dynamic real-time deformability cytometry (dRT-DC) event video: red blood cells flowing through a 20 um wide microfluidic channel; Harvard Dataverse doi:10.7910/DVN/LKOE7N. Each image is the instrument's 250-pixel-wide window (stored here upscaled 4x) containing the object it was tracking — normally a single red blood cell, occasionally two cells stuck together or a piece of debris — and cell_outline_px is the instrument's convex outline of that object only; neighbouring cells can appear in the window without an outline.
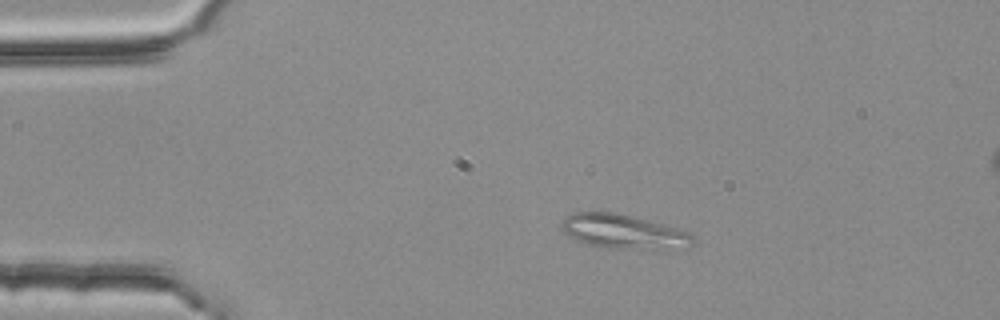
{"species": "common noctule bat (a hibernating species)", "species_latin": "Nyctalus noctula", "temperature_condition": "room temperature", "stored_images_in_passage": 3, "segment_of_instrument_passage": [1, 2], "camera_frame_rate_fps": 3000, "um_per_image_px": 0.085, "animal": {"sex": "female", "body_mass_g": 25.1}, "frame": {"image": 1, "passage_image": 1, "time_ms": 0.0, "image_size_px": [1000, 320], "cell_outline_px": [[692, 244], [688, 248], [612, 248], [588, 244], [576, 240], [568, 236], [560, 228], [564, 220], [572, 212], [616, 212], [664, 224], [688, 232], [692, 236]], "centroid_in_image_um": [52.97, 19.67], "position_along_channel_um": 32.0, "area_um2": 25.84}}